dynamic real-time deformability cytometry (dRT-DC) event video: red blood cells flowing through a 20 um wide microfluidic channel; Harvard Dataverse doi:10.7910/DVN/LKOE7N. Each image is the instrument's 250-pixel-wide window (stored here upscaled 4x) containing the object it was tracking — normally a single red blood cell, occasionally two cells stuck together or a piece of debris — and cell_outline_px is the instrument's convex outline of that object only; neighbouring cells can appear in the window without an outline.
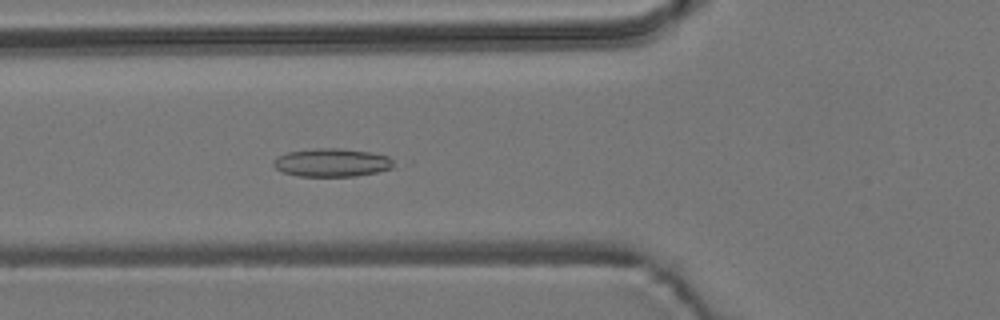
{"species": "common noctule bat (a hibernating species)", "species_latin": "Nyctalus noctula", "temperature_condition": "room temperature", "stored_images_in_passage": 55, "camera_frame_rate_fps": 3000, "um_per_image_px": 0.085, "animal": {"sex": "male", "body_mass_g": 19.2, "forearm_length_mm": 51.8}, "frame": {"image": 1, "passage_image": 20, "time_ms": 6.333, "image_size_px": [1000, 320], "cell_outline_px": [[396, 160], [392, 168], [376, 172], [356, 176], [300, 176], [284, 172], [276, 168], [272, 164], [272, 160], [276, 156], [288, 152], [316, 148], [340, 148], [368, 152], [388, 156]], "centroid_in_image_um": [28.21, 13.81], "position_along_channel_um": 97.6, "area_um2": 19.83}}
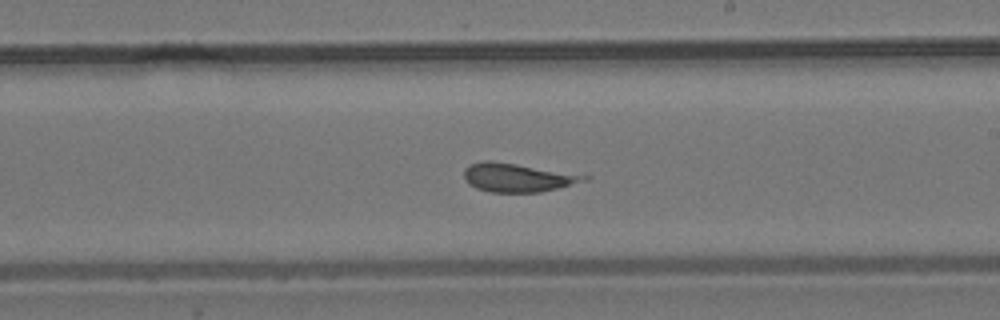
{"frame": {"image": 2, "passage_image": 32, "time_ms": 10.333, "image_size_px": [1000, 320], "cell_outline_px": [[592, 176], [588, 180], [540, 192], [488, 192], [476, 188], [468, 184], [464, 180], [464, 168], [468, 164], [484, 160], [492, 160]], "centroid_in_image_um": [43.93, 15.08], "position_along_channel_um": 245.1, "area_um2": 20.11}}
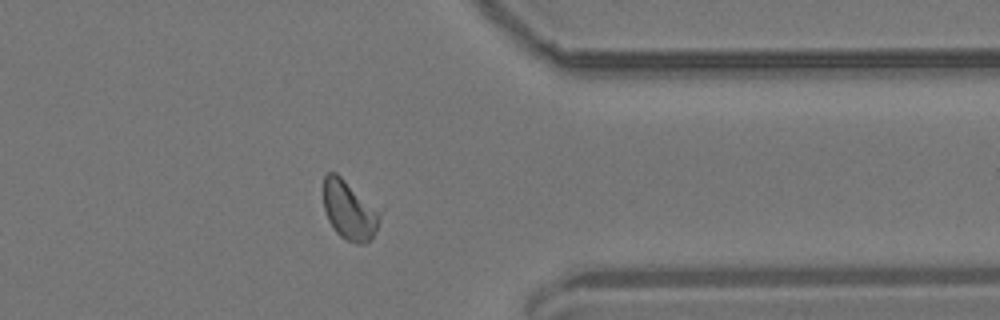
{"frame": {"image": 3, "passage_image": 44, "time_ms": 14.333, "image_size_px": [1000, 320], "cell_outline_px": [[384, 208], [376, 232], [364, 244], [356, 244], [340, 236], [336, 232], [328, 220], [324, 208], [324, 176], [328, 172], [336, 172], [384, 204]], "centroid_in_image_um": [29.82, 17.78], "position_along_channel_um": 381.6, "area_um2": 21.04}}